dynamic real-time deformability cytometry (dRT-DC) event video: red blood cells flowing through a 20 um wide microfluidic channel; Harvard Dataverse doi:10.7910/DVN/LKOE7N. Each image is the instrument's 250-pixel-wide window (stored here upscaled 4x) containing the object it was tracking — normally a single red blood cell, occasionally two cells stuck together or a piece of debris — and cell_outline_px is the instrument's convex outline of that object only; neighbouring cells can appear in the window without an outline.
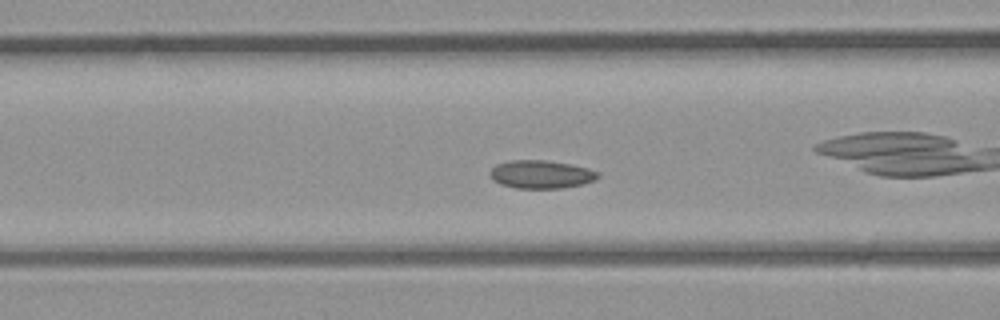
{"species": "common noctule bat (a hibernating species)", "species_latin": "Nyctalus noctula", "temperature_condition": "room temperature", "stored_images_in_passage": 9, "camera_frame_rate_fps": 3000, "um_per_image_px": 0.085, "animal": {"sex": "male", "body_mass_g": 23.1, "forearm_length_mm": 52.7}, "frame": {"image": 1, "passage_image": 6, "time_ms": 1.667, "image_size_px": [1000, 320], "cell_outline_px": [[600, 176], [596, 180], [584, 184], [560, 188], [516, 188], [500, 184], [492, 180], [488, 172], [496, 164], [508, 160], [544, 160], [572, 164], [588, 168], [600, 172]], "centroid_in_image_um": [46.0, 14.81], "position_along_channel_um": 120.6, "area_um2": 17.98}}